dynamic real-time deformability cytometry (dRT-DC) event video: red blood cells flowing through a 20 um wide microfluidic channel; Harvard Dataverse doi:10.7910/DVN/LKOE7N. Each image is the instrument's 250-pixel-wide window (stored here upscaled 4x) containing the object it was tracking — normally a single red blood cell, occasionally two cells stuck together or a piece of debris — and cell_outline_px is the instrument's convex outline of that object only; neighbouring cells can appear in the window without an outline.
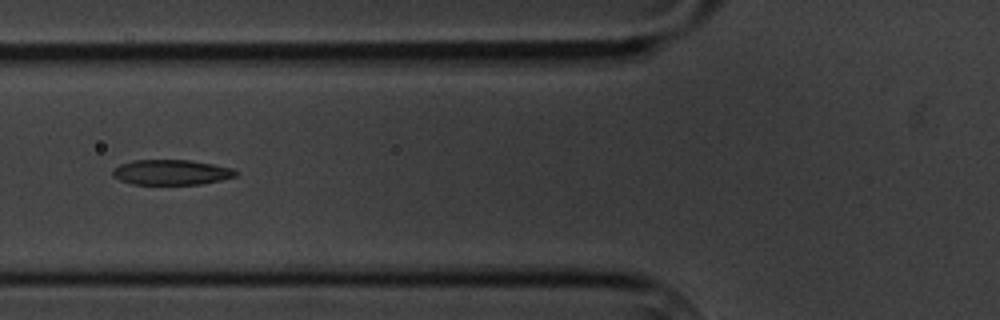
{"species": "common noctule bat (a hibernating species)", "species_latin": "Nyctalus noctula", "temperature_condition": "cold", "stored_images_in_passage": 11, "camera_frame_rate_fps": 3000, "um_per_image_px": 0.085, "animal": {"sex": "male", "body_mass_g": 20.1, "forearm_length_mm": 53.5}, "frame": {"image": 1, "passage_image": 5, "time_ms": 5.667, "image_size_px": [1000, 320], "cell_outline_px": [[240, 172], [236, 176], [220, 180], [200, 184], [132, 184], [120, 180], [112, 176], [112, 168], [120, 164], [132, 160], [188, 160], [212, 164], [232, 168]], "centroid_in_image_um": [14.53, 14.64], "position_along_channel_um": 111.3, "area_um2": 18.09}}
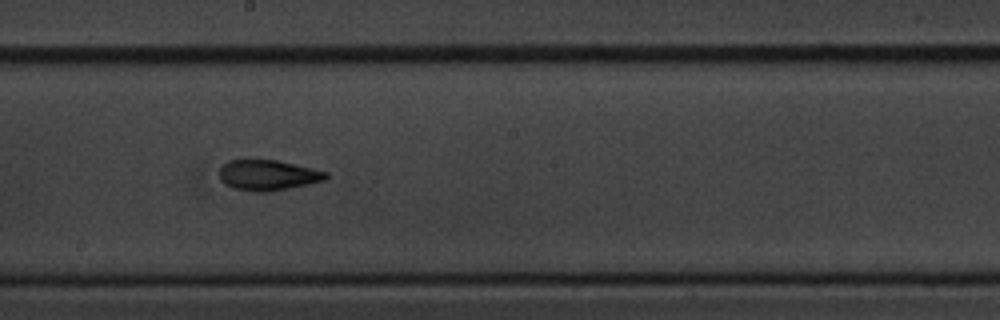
{"frame": {"image": 2, "passage_image": 8, "time_ms": 9.0, "image_size_px": [1000, 320], "cell_outline_px": [[328, 176], [324, 180], [308, 184], [264, 192], [256, 192], [232, 188], [224, 184], [220, 180], [220, 168], [228, 160], [276, 160], [312, 168], [328, 172]], "centroid_in_image_um": [22.74, 14.89], "position_along_channel_um": 225.5, "area_um2": 18.73}}
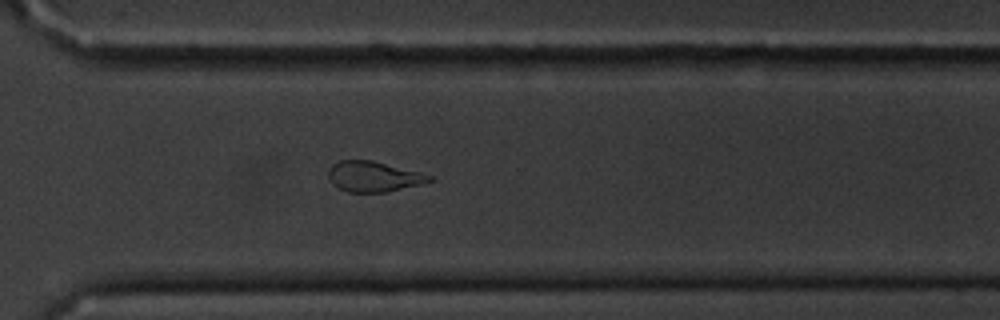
{"frame": {"image": 3, "passage_image": 11, "time_ms": 12.333, "image_size_px": [1000, 320], "cell_outline_px": [[432, 180], [420, 184], [388, 192], [348, 192], [332, 184], [328, 176], [328, 172], [332, 164], [340, 160], [372, 160], [420, 172], [432, 176]], "centroid_in_image_um": [31.73, 15.0], "position_along_channel_um": 338.9, "area_um2": 17.8}}